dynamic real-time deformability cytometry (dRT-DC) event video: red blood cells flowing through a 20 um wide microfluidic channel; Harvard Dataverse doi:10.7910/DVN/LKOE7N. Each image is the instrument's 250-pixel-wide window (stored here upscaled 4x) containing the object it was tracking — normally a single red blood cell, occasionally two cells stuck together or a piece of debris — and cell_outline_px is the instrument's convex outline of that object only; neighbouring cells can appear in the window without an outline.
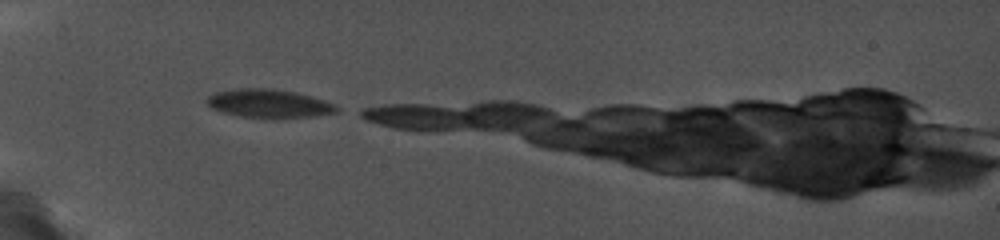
{"species": "common noctule bat (a hibernating species)", "species_latin": "Nyctalus noctula", "temperature_condition": "cold", "stored_images_in_passage": 10, "camera_frame_rate_fps": 5000, "um_per_image_px": 0.085, "animal": {"sex": "female", "body_mass_g": 19.0, "forearm_length_mm": 56.7}, "frame": {"image": 1, "passage_image": 1, "time_ms": 0.0, "image_size_px": [1000, 240], "cell_outline_px": [[340, 108], [336, 112], [308, 116], [272, 120], [264, 120], [240, 116], [224, 112], [212, 108], [208, 104], [208, 96], [216, 92], [240, 88], [268, 88], [292, 92], [308, 96], [332, 104]], "centroid_in_image_um": [22.8, 8.83], "position_along_channel_um": 62.2, "area_um2": 21.33}}